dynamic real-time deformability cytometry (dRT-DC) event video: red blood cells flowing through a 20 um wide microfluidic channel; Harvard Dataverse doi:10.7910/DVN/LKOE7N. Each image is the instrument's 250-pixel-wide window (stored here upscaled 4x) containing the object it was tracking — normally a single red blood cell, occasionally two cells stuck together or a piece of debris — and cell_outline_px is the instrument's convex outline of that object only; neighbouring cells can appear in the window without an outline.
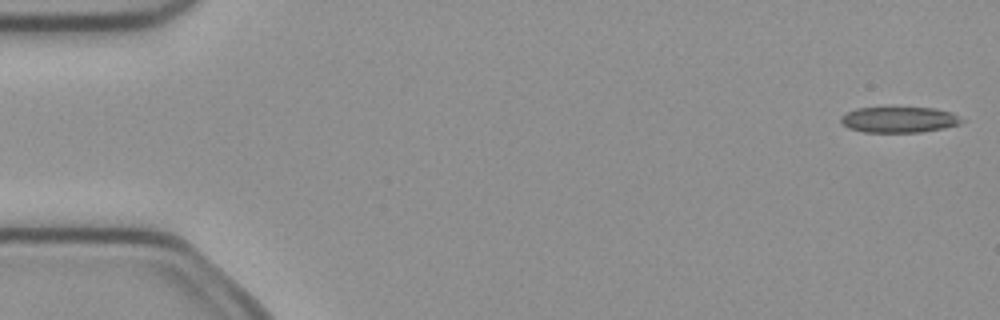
{"species": "common noctule bat (a hibernating species)", "species_latin": "Nyctalus noctula", "temperature_condition": "cold", "stored_images_in_passage": 50, "camera_frame_rate_fps": 3000, "um_per_image_px": 0.085, "animal": {"sex": "female", "body_mass_g": 21.9}, "frame": {"image": 1, "passage_image": 1, "time_ms": 0.0, "image_size_px": [1000, 320], "cell_outline_px": [[968, 120], [960, 124], [944, 128], [920, 132], [864, 132], [848, 128], [840, 120], [848, 112], [856, 108], [936, 108], [952, 112]], "centroid_in_image_um": [76.52, 10.17], "position_along_channel_um": 8.5, "area_um2": 18.15}}
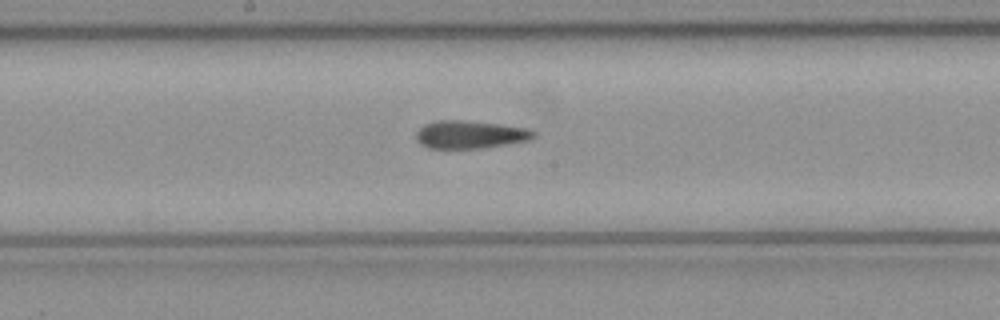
{"frame": {"image": 2, "passage_image": 26, "time_ms": 8.333, "image_size_px": [1000, 320], "cell_outline_px": [[536, 136], [532, 140], [480, 148], [428, 148], [420, 144], [416, 140], [416, 132], [420, 128], [428, 124], [440, 120], [460, 120], [500, 124], [528, 128], [536, 132]], "centroid_in_image_um": [40.0, 11.44], "position_along_channel_um": 208.2, "area_um2": 19.02}}
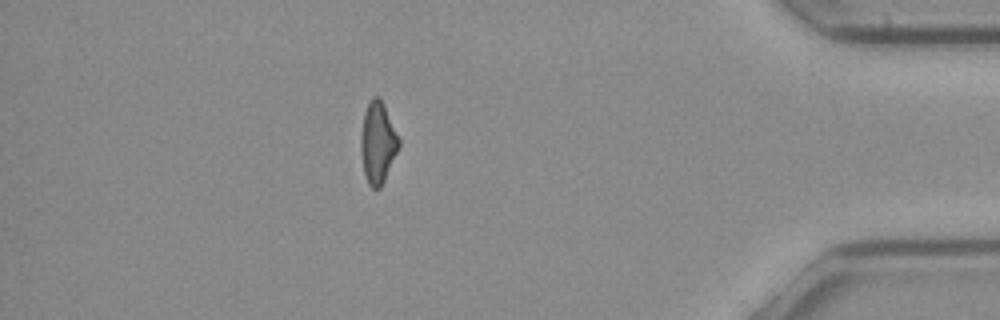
{"frame": {"image": 3, "passage_image": 44, "time_ms": 14.333, "image_size_px": [1000, 320], "cell_outline_px": [[400, 144], [384, 180], [380, 188], [372, 188], [368, 184], [364, 172], [360, 148], [360, 136], [364, 112], [372, 96], [380, 96], [384, 104], [400, 140]], "centroid_in_image_um": [32.09, 12.09], "position_along_channel_um": 403.1, "area_um2": 17.92}, "authors_computed_cell_mechanics": {"area_um2": 19.0451, "velocity_mm_per_s": 4.0213, "shape_relaxation_time_tau1_ms": null, "shape_relaxation_time_tau2_ms": 4.78, "deformation_change_tau1": null, "deformation_change_tau2": 0.1683}}